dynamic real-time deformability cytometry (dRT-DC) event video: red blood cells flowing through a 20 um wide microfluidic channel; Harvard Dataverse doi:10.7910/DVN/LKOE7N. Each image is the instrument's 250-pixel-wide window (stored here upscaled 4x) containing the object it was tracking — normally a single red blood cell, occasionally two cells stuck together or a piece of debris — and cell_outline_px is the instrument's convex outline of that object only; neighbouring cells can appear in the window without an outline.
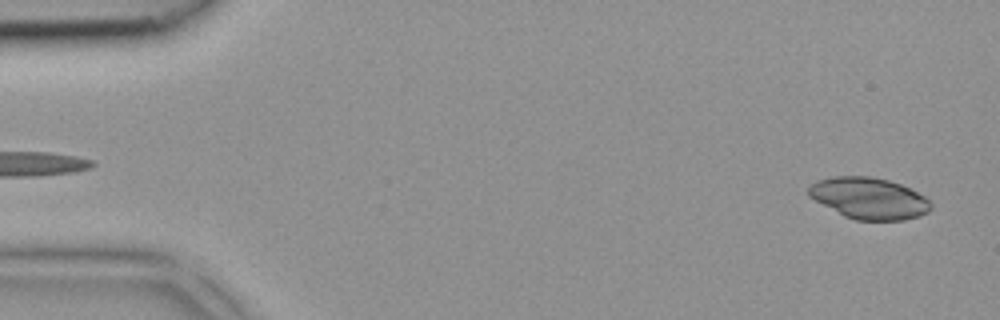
{"species": "common noctule bat (a hibernating species)", "species_latin": "Nyctalus noctula", "temperature_condition": "room temperature", "stored_images_in_passage": 41, "camera_frame_rate_fps": 3000, "um_per_image_px": 0.085, "animal": {"sex": "female", "body_mass_g": 18.4}, "frame": {"image": 1, "passage_image": 1, "time_ms": 0.0, "image_size_px": [1000, 320], "cell_outline_px": [[932, 208], [928, 212], [920, 216], [904, 220], [856, 220], [844, 216], [808, 196], [808, 188], [816, 180], [832, 176], [868, 176], [888, 180], [900, 184], [924, 196], [932, 204]], "centroid_in_image_um": [73.86, 16.85], "position_along_channel_um": 11.1, "area_um2": 29.42}}